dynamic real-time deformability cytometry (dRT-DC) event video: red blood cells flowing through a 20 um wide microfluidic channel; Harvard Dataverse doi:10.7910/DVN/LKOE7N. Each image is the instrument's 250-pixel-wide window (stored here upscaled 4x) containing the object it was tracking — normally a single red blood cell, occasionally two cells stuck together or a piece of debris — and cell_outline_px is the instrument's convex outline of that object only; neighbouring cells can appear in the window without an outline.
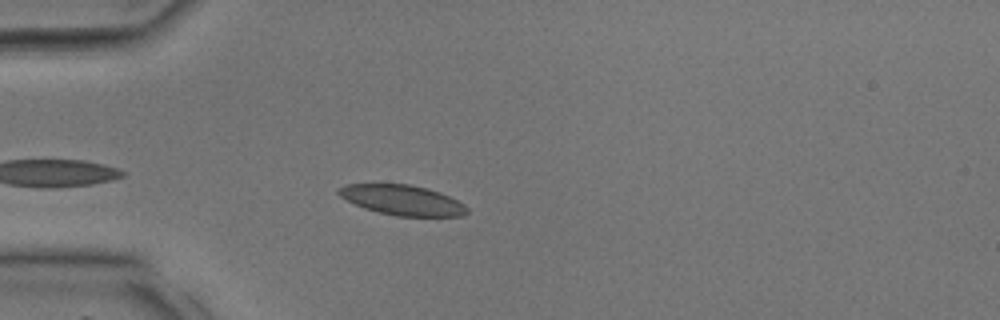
{"species": "common noctule bat (a hibernating species)", "species_latin": "Nyctalus noctula", "temperature_condition": "room temperature", "stored_images_in_passage": 24, "camera_frame_rate_fps": 3000, "um_per_image_px": 0.085, "animal": {"sex": "male", "body_mass_g": 17.9, "forearm_length_mm": 54.2}, "frame": {"image": 1, "passage_image": 3, "time_ms": 0.667, "image_size_px": [1000, 320], "cell_outline_px": [[468, 212], [464, 216], [396, 216], [376, 212], [364, 208], [340, 196], [336, 192], [336, 188], [344, 184], [408, 184], [440, 192], [464, 204], [468, 208]], "centroid_in_image_um": [34.17, 17.01], "position_along_channel_um": 50.8, "area_um2": 22.48}}
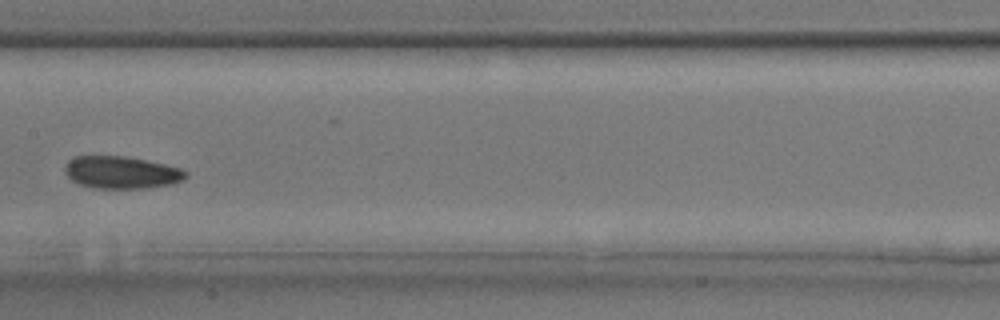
{"frame": {"image": 2, "passage_image": 12, "time_ms": 3.667, "image_size_px": [1000, 320], "cell_outline_px": [[188, 176], [184, 180], [172, 184], [148, 188], [92, 188], [80, 184], [72, 180], [64, 172], [64, 164], [68, 160], [76, 156], [124, 156], [164, 164], [180, 168], [188, 172]], "centroid_in_image_um": [10.32, 14.66], "position_along_channel_um": 197.1, "area_um2": 22.89}}
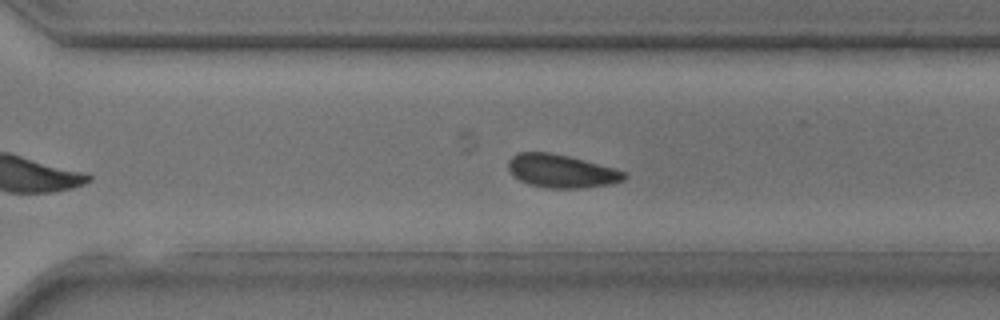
{"frame": {"image": 3, "passage_image": 19, "time_ms": 6.0, "image_size_px": [1000, 320], "cell_outline_px": [[628, 176], [624, 180], [608, 184], [580, 188], [548, 188], [528, 184], [512, 176], [508, 168], [508, 160], [512, 156], [520, 152], [548, 152], [568, 156], [584, 160], [628, 172]], "centroid_in_image_um": [47.7, 14.54], "position_along_channel_um": 322.9, "area_um2": 22.43}}